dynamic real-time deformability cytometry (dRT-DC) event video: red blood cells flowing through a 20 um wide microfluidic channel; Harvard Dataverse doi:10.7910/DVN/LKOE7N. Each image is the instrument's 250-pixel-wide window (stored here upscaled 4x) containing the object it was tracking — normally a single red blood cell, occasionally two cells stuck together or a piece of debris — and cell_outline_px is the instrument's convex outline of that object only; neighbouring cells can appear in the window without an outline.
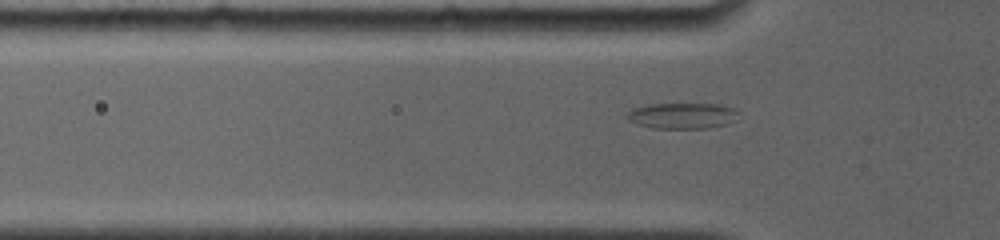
{"species": "common noctule bat (a hibernating species)", "species_latin": "Nyctalus noctula", "temperature_condition": "room temperature", "stored_images_in_passage": 6, "segment_of_instrument_passage": [2, 2], "camera_frame_rate_fps": 4000, "um_per_image_px": 0.085, "animal": {"sex": "female", "body_mass_g": 19.0, "forearm_length_mm": 56.7}, "frame": {"image": 1, "passage_image": 6, "time_ms": 5.5, "image_size_px": [1000, 240], "cell_outline_px": [[740, 112], [736, 120], [728, 124], [708, 128], [652, 128], [636, 124], [628, 120], [624, 116], [632, 108], [648, 104], [716, 104], [736, 108]], "centroid_in_image_um": [58.0, 9.83], "position_along_channel_um": 67.8, "area_um2": 17.11}}